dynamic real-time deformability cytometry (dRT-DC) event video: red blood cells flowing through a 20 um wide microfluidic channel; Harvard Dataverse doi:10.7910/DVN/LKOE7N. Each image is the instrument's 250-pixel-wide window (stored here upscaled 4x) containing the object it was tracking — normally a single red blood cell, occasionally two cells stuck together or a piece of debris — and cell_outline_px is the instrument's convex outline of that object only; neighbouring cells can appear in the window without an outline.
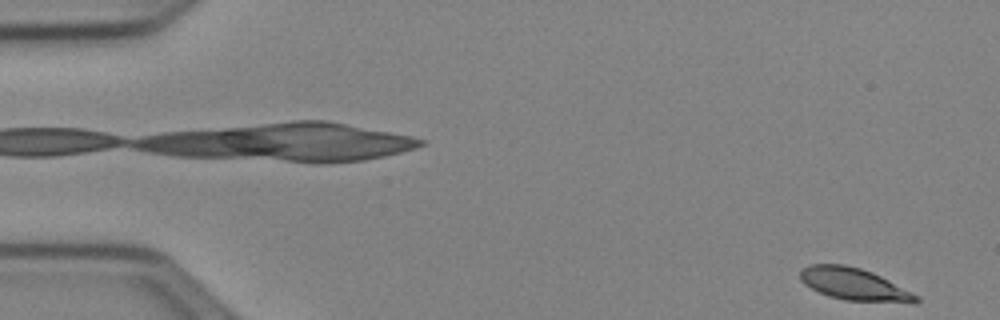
{"species": "Egyptian fruit bat (a non-hibernating species)", "species_latin": "Rousettus aegyptiacus", "temperature_condition": "cold", "stored_images_in_passage": 6, "camera_frame_rate_fps": 3000, "um_per_image_px": 0.085, "animal": {"sex": "female"}, "frame": {"image": 1, "passage_image": 6, "time_ms": 1.667, "image_size_px": [1000, 320], "cell_outline_px": [[920, 300], [916, 304], [844, 300], [828, 296], [804, 284], [800, 280], [800, 272], [804, 268], [812, 264], [844, 264], [860, 268], [872, 272], [920, 296]], "centroid_in_image_um": [72.65, 24.18], "position_along_channel_um": 12.3, "area_um2": 21.85}}